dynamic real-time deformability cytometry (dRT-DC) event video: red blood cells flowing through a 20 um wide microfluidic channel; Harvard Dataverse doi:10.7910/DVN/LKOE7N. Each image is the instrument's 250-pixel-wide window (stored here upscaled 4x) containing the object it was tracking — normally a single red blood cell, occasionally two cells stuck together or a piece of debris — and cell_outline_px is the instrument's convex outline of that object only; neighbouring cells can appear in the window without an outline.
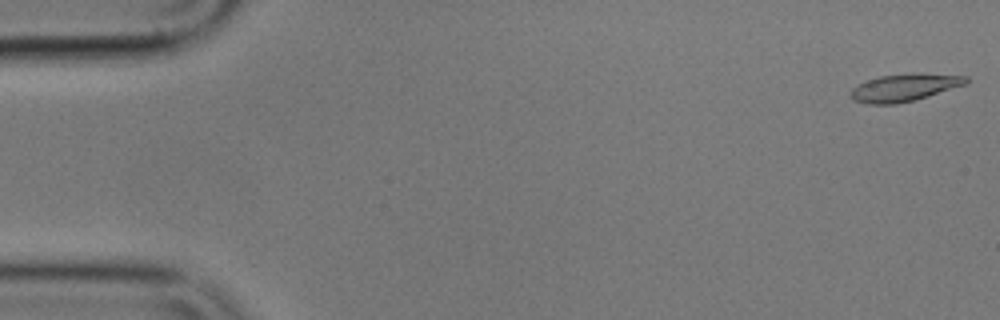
{"species": "common noctule bat (a hibernating species)", "species_latin": "Nyctalus noctula", "temperature_condition": "cold", "stored_images_in_passage": 55, "camera_frame_rate_fps": 3000, "um_per_image_px": 0.085, "animal": {"sex": "male", "body_mass_g": 17.9}, "frame": {"image": 1, "passage_image": 1, "time_ms": 0.0, "image_size_px": [1000, 320], "cell_outline_px": [[968, 84], [916, 100], [896, 104], [868, 104], [852, 100], [852, 88], [856, 84], [880, 76], [916, 72], [920, 72], [968, 76]], "centroid_in_image_um": [76.92, 7.43], "position_along_channel_um": 8.1, "area_um2": 18.79}}
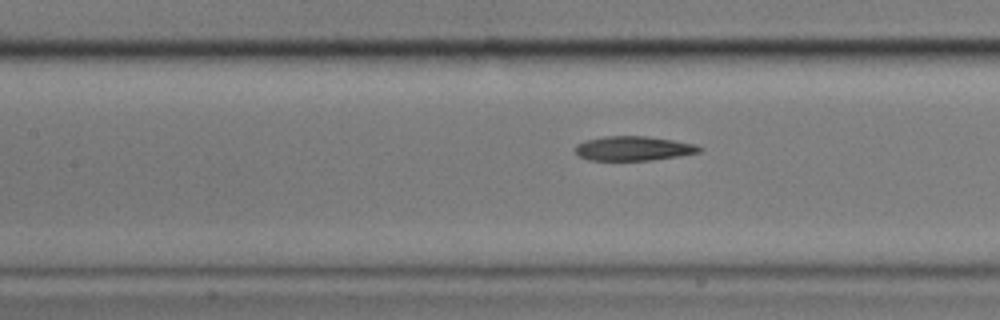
{"frame": {"image": 2, "passage_image": 24, "time_ms": 7.667, "image_size_px": [1000, 320], "cell_outline_px": [[704, 148], [700, 152], [680, 156], [652, 160], [588, 160], [580, 156], [576, 152], [576, 144], [588, 140], [604, 136], [644, 136], [672, 140], [696, 144]], "centroid_in_image_um": [53.88, 12.62], "position_along_channel_um": 153.5, "area_um2": 17.57}}
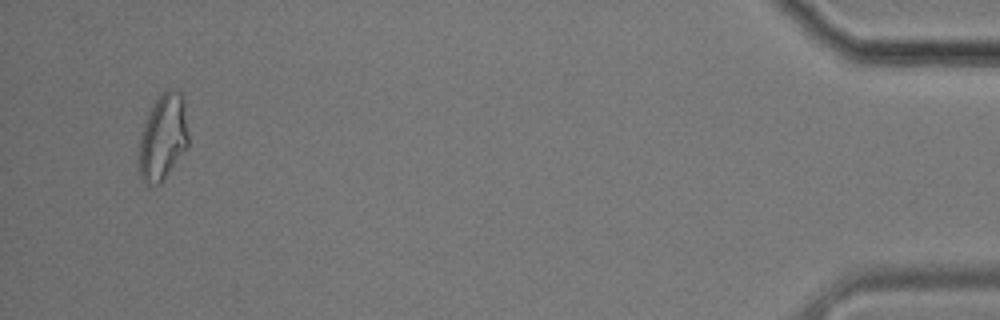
{"frame": {"image": 3, "passage_image": 53, "time_ms": 17.333, "image_size_px": [1000, 320], "cell_outline_px": [[188, 148], [160, 184], [148, 184], [140, 176], [140, 132], [156, 100], [168, 88], [172, 88], [180, 92], [184, 100], [188, 132]], "centroid_in_image_um": [13.89, 11.66], "position_along_channel_um": 421.3, "area_um2": 24.51}, "authors_computed_cell_mechanics": {"area_um2": 18.7272, "velocity_mm_per_s": 3.5898, "shape_relaxation_time_tau1_ms": 7.927, "shape_relaxation_time_tau2_ms": 5.2157, "deformation_change_tau1": 0.1844, "deformation_change_tau2": 0.145}}